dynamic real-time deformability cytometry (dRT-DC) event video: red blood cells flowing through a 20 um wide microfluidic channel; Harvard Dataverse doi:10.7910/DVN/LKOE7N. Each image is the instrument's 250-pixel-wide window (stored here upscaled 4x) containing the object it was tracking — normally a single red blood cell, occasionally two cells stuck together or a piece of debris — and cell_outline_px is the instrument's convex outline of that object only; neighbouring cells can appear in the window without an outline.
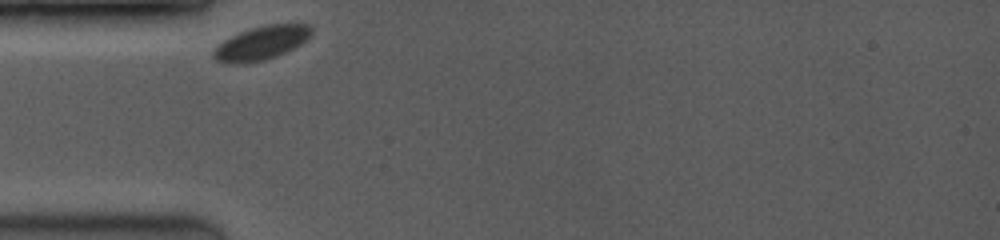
{"species": "common noctule bat (a hibernating species)", "species_latin": "Nyctalus noctula", "temperature_condition": "room temperature", "stored_images_in_passage": 10, "camera_frame_rate_fps": 3500, "um_per_image_px": 0.085, "animal": {"sex": "female", "body_mass_g": 19.0, "forearm_length_mm": 53.3}, "frame": {"image": 1, "passage_image": 1, "time_ms": 0.0, "image_size_px": [1000, 240], "cell_outline_px": [[312, 32], [300, 44], [276, 56], [264, 60], [240, 64], [228, 64], [216, 60], [212, 56], [212, 52], [224, 40], [240, 32], [264, 24], [288, 20], [308, 24], [312, 28]], "centroid_in_image_um": [22.25, 3.6], "position_along_channel_um": 62.7, "area_um2": 19.59}}
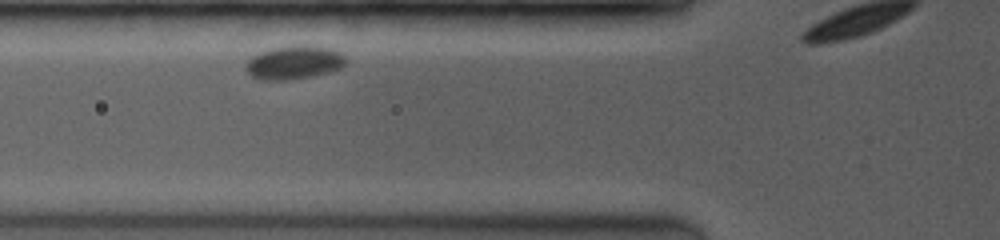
{"frame": {"image": 2, "passage_image": 5, "time_ms": 1.143, "image_size_px": [1000, 240], "cell_outline_px": [[344, 64], [340, 68], [328, 72], [312, 76], [284, 80], [260, 80], [252, 76], [244, 68], [248, 60], [252, 56], [260, 52], [272, 48], [292, 44], [332, 48], [340, 52], [344, 56]], "centroid_in_image_um": [24.96, 5.3], "position_along_channel_um": 100.8, "area_um2": 19.48}}
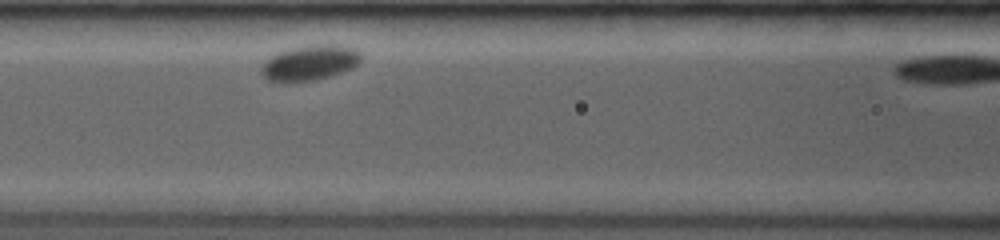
{"frame": {"image": 3, "passage_image": 9, "time_ms": 2.286, "image_size_px": [1000, 240], "cell_outline_px": [[364, 56], [352, 68], [328, 76], [312, 80], [280, 84], [268, 80], [260, 72], [260, 68], [272, 56], [280, 52], [292, 48], [308, 44], [336, 44], [356, 48]], "centroid_in_image_um": [26.34, 5.34], "position_along_channel_um": 140.3, "area_um2": 20.63}}